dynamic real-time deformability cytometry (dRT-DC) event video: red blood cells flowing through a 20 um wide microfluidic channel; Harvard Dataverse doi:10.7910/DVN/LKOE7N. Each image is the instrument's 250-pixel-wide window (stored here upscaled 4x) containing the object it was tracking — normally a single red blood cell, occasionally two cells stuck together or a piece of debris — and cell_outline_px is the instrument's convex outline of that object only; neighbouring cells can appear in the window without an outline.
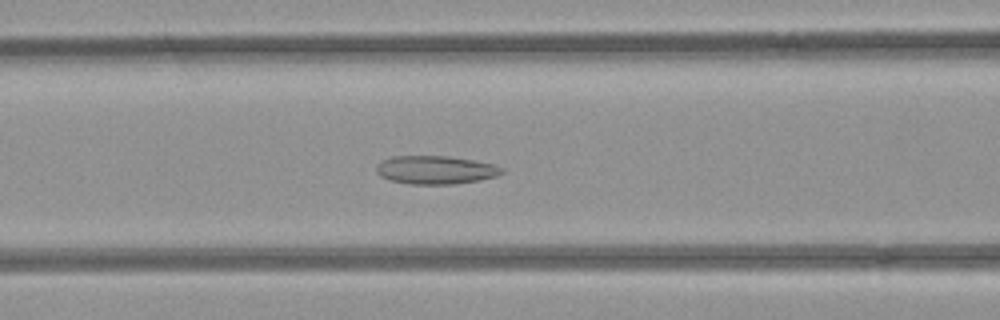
{"species": "common noctule bat (a hibernating species)", "species_latin": "Nyctalus noctula", "temperature_condition": "room temperature", "stored_images_in_passage": 53, "camera_frame_rate_fps": 3000, "um_per_image_px": 0.085, "animal": {"sex": "female", "body_mass_g": 21.9}, "frame": {"image": 1, "passage_image": 21, "time_ms": 6.667, "image_size_px": [1000, 320], "cell_outline_px": [[504, 172], [496, 176], [480, 180], [452, 184], [408, 184], [392, 180], [380, 176], [376, 172], [376, 164], [392, 156], [448, 156], [496, 164], [504, 168]], "centroid_in_image_um": [37.04, 14.44], "position_along_channel_um": 129.6, "area_um2": 20.75}}
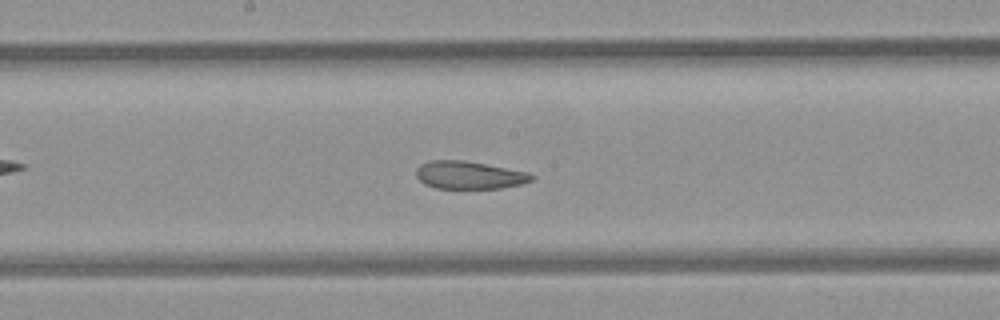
{"frame": {"image": 2, "passage_image": 27, "time_ms": 8.667, "image_size_px": [1000, 320], "cell_outline_px": [[536, 176], [532, 180], [520, 184], [500, 188], [436, 188], [424, 184], [416, 176], [416, 168], [420, 164], [428, 160], [464, 160], [528, 172]], "centroid_in_image_um": [39.85, 14.87], "position_along_channel_um": 208.3, "area_um2": 18.67}}
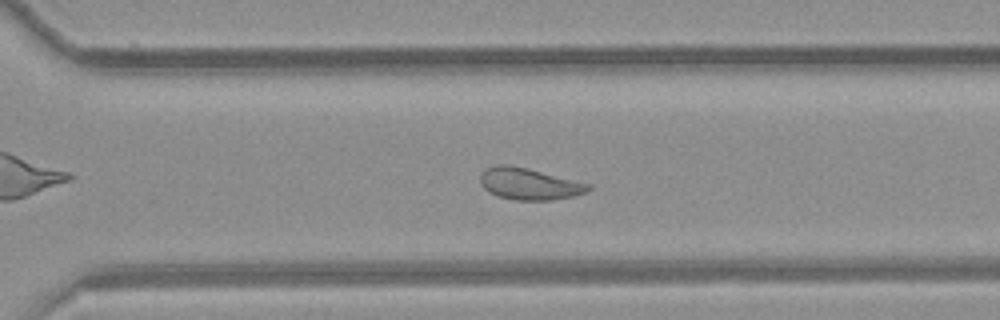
{"frame": {"image": 3, "passage_image": 36, "time_ms": 11.667, "image_size_px": [1000, 320], "cell_outline_px": [[592, 188], [588, 192], [572, 196], [552, 200], [516, 200], [496, 196], [488, 192], [480, 184], [480, 176], [484, 168], [496, 164], [508, 164], [528, 168], [592, 184]], "centroid_in_image_um": [44.97, 15.62], "position_along_channel_um": 325.6, "area_um2": 20.29}, "authors_computed_cell_mechanics": {"area_um2": 22.5998, "velocity_mm_per_s": 3.9307, "shape_relaxation_time_tau1_ms": null, "shape_relaxation_time_tau2_ms": 2.1205, "deformation_change_tau1": null, "deformation_change_tau2": 0.0939}}